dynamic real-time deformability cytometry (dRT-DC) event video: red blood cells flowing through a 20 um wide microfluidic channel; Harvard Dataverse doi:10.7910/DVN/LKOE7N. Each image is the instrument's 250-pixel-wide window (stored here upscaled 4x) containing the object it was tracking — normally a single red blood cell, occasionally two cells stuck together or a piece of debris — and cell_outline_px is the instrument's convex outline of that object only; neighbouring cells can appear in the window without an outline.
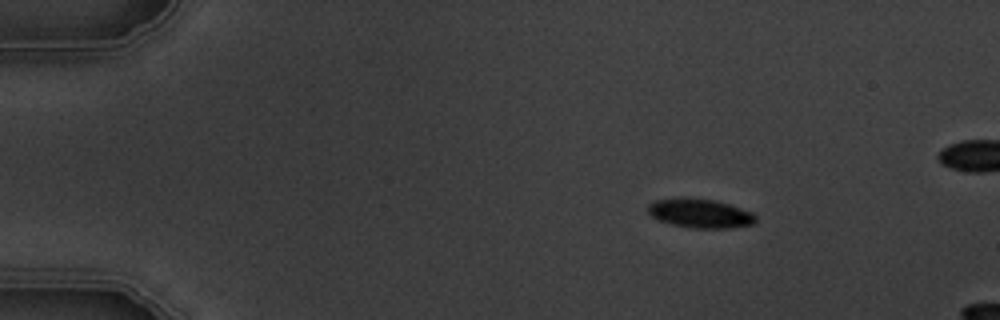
{"species": "common noctule bat (a hibernating species)", "species_latin": "Nyctalus noctula", "temperature_condition": "warm", "stored_images_in_passage": 4, "camera_frame_rate_fps": 3000, "um_per_image_px": 0.085, "animal": {"sex": "male", "body_mass_g": 19.5, "forearm_length_mm": 54.6}, "frame": {"image": 1, "passage_image": 2, "time_ms": 1.333, "image_size_px": [1000, 320], "cell_outline_px": [[756, 220], [752, 224], [728, 228], [696, 228], [672, 224], [660, 220], [652, 216], [648, 212], [648, 204], [656, 200], [680, 196], [688, 196], [716, 200], [752, 212], [756, 216]], "centroid_in_image_um": [59.49, 18.1], "position_along_channel_um": 25.5, "area_um2": 18.38}}